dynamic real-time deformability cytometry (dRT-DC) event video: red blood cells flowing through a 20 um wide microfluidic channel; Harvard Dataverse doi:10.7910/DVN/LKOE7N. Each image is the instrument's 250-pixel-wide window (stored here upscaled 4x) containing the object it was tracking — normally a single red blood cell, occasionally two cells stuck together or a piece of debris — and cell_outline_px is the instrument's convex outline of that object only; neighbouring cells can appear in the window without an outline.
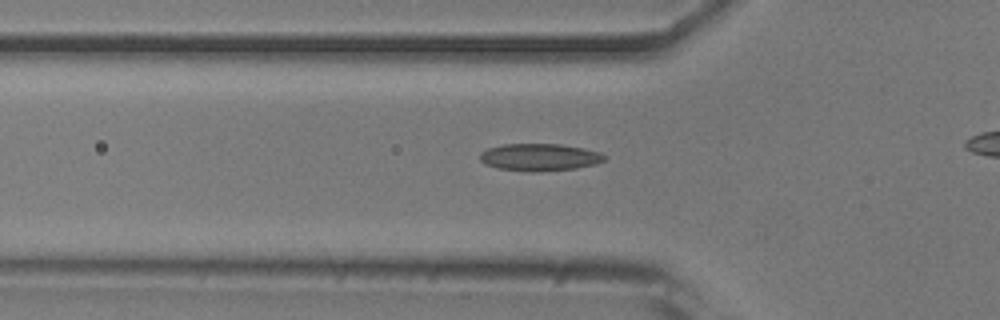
{"species": "common noctule bat (a hibernating species)", "species_latin": "Nyctalus noctula", "temperature_condition": "room temperature", "stored_images_in_passage": 42, "camera_frame_rate_fps": 3000, "um_per_image_px": 0.085, "animal": {"sex": "male", "body_mass_g": 20.5, "forearm_length_mm": 52.5}, "frame": {"image": 1, "passage_image": 17, "time_ms": 5.333, "image_size_px": [1000, 320], "cell_outline_px": [[604, 160], [596, 164], [576, 168], [536, 172], [532, 172], [500, 168], [484, 164], [480, 160], [480, 152], [488, 148], [504, 144], [560, 144], [584, 148], [600, 152], [604, 156]], "centroid_in_image_um": [45.85, 13.36], "position_along_channel_um": 79.9, "area_um2": 19.71}}
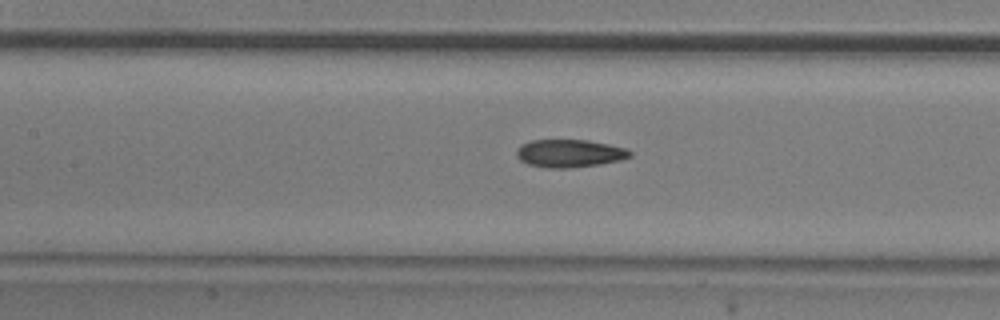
{"frame": {"image": 2, "passage_image": 23, "time_ms": 7.333, "image_size_px": [1000, 320], "cell_outline_px": [[632, 156], [620, 160], [600, 164], [568, 168], [548, 168], [528, 164], [520, 160], [516, 156], [516, 152], [520, 144], [532, 140], [588, 140], [628, 148], [632, 152]], "centroid_in_image_um": [48.42, 13.03], "position_along_channel_um": 159.0, "area_um2": 18.5}}
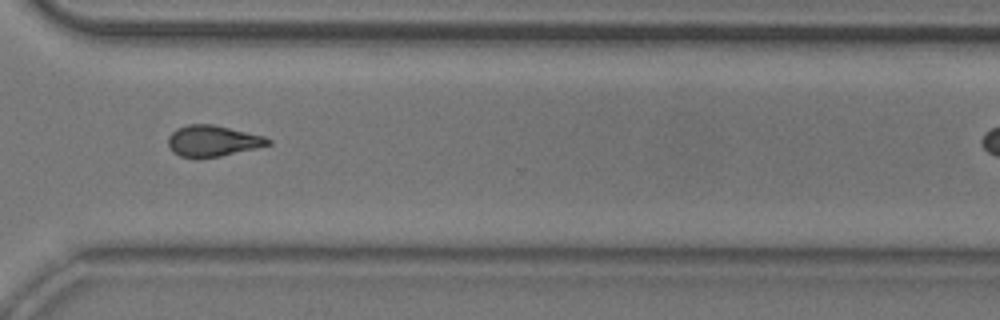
{"frame": {"image": 3, "passage_image": 38, "time_ms": 12.333, "image_size_px": [1000, 320], "cell_outline_px": [[272, 144], [256, 148], [220, 156], [196, 160], [180, 156], [172, 152], [168, 144], [168, 136], [176, 128], [188, 124], [212, 124], [264, 136], [272, 140]], "centroid_in_image_um": [18.05, 12.0], "position_along_channel_um": 352.6, "area_um2": 18.38}}